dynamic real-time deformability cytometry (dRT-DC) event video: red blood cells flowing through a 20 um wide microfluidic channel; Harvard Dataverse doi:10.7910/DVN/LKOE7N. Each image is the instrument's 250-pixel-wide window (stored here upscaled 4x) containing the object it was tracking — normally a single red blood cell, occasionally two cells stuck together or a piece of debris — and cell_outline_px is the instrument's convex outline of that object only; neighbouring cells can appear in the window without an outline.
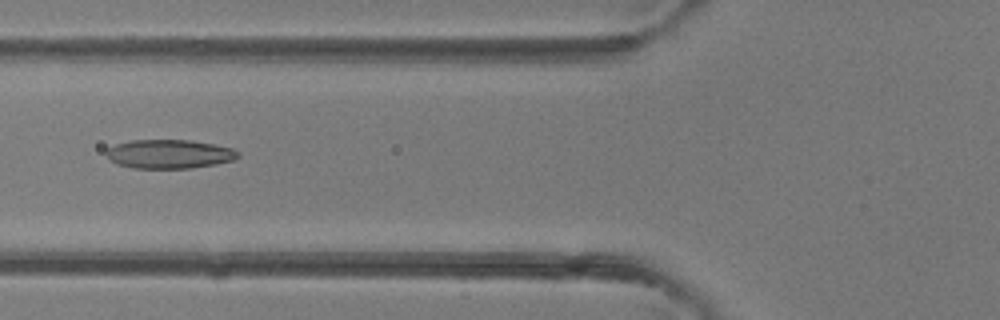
{"species": "common noctule bat (a hibernating species)", "species_latin": "Nyctalus noctula", "temperature_condition": "room temperature", "stored_images_in_passage": 5, "camera_frame_rate_fps": 3000, "um_per_image_px": 0.085, "animal": {"sex": "female"}, "frame": {"image": 1, "passage_image": 5, "time_ms": 4.667, "image_size_px": [1000, 320], "cell_outline_px": [[240, 156], [232, 160], [216, 164], [192, 168], [132, 168], [116, 164], [108, 160], [104, 152], [108, 148], [116, 144], [132, 140], [192, 140], [232, 148], [240, 152]], "centroid_in_image_um": [14.35, 13.09], "position_along_channel_um": 111.4, "area_um2": 22.37}}